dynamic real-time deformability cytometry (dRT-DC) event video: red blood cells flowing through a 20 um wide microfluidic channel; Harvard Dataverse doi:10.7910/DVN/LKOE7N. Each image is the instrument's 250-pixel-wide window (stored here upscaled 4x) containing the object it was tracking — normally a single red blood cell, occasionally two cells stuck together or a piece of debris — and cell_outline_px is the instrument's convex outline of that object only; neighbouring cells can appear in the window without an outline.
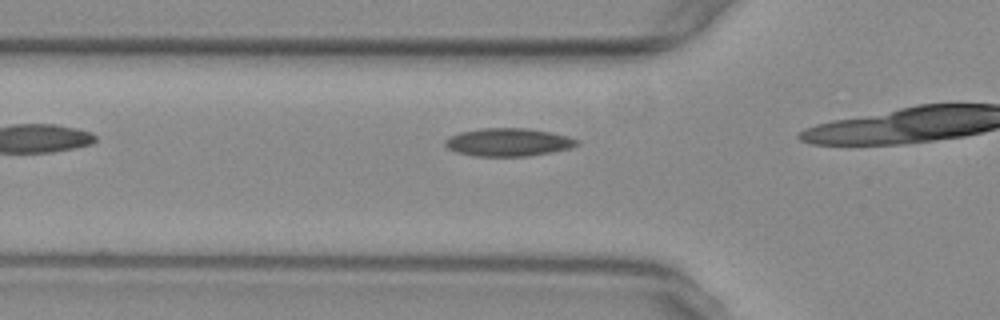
{"species": "common noctule bat (a hibernating species)", "species_latin": "Nyctalus noctula", "temperature_condition": "warm", "stored_images_in_passage": 6, "camera_frame_rate_fps": 3000, "um_per_image_px": 0.085, "animal": {"sex": "female", "body_mass_g": 29.2, "forearm_length_mm": 56.3}, "frame": {"image": 1, "passage_image": 2, "time_ms": 0.333, "image_size_px": [1000, 320], "cell_outline_px": [[580, 144], [572, 148], [528, 156], [472, 156], [456, 152], [448, 148], [444, 144], [444, 140], [448, 136], [460, 132], [484, 128], [528, 128], [552, 132], [568, 136], [580, 140]], "centroid_in_image_um": [43.22, 12.08], "position_along_channel_um": 82.6, "area_um2": 21.73}}